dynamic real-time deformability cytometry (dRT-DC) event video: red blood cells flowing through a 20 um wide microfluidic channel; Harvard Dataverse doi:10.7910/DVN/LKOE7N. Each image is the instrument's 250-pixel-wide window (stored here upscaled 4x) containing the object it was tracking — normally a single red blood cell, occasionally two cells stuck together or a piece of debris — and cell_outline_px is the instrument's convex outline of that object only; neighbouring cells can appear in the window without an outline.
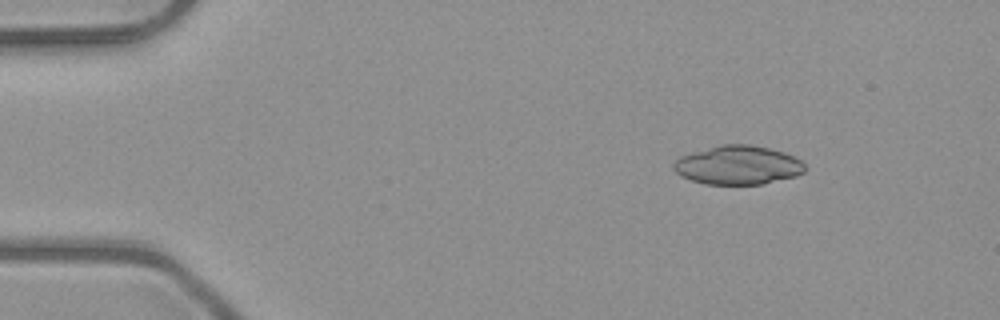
{"species": "common noctule bat (a hibernating species)", "species_latin": "Nyctalus noctula", "temperature_condition": "room temperature", "stored_images_in_passage": 45, "camera_frame_rate_fps": 3000, "um_per_image_px": 0.085, "animal": {"sex": "male", "body_mass_g": 23.1, "forearm_length_mm": 52.7}, "frame": {"image": 1, "passage_image": 1, "time_ms": 0.0, "image_size_px": [1000, 320], "cell_outline_px": [[804, 172], [796, 176], [760, 184], [704, 184], [680, 176], [672, 168], [672, 164], [680, 156], [692, 152], [720, 144], [752, 144], [784, 152], [800, 160], [804, 164]], "centroid_in_image_um": [62.69, 14.03], "position_along_channel_um": 22.3, "area_um2": 29.71}}